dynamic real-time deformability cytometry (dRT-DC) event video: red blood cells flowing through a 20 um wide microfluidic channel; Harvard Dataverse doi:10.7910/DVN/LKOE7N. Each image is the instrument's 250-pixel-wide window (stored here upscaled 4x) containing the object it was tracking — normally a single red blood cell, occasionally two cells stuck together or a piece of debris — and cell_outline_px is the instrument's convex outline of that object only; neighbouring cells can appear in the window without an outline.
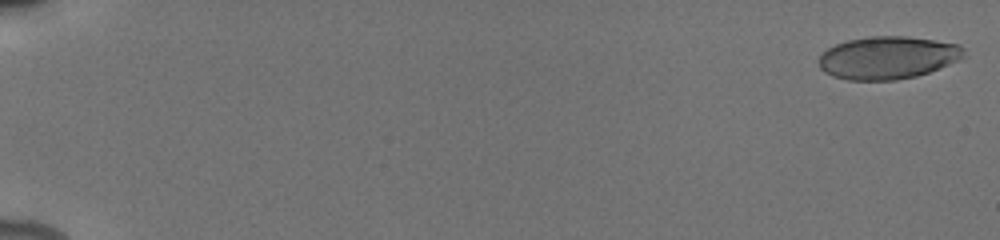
{"species": "human", "species_latin": "Homo sapiens", "temperature_condition": "cold", "stored_images_in_passage": 13, "camera_frame_rate_fps": 3000, "um_per_image_px": 0.085, "donor": {"sex": "male"}, "frame": {"image": 1, "passage_image": 1, "time_ms": 0.0, "image_size_px": [1000, 240], "cell_outline_px": [[964, 56], [948, 64], [928, 72], [916, 76], [896, 80], [848, 80], [832, 76], [824, 72], [820, 68], [820, 56], [828, 48], [836, 44], [848, 40], [868, 36], [908, 36], [956, 44], [964, 48]], "centroid_in_image_um": [75.42, 4.9], "position_along_channel_um": 9.6, "area_um2": 35.78}}
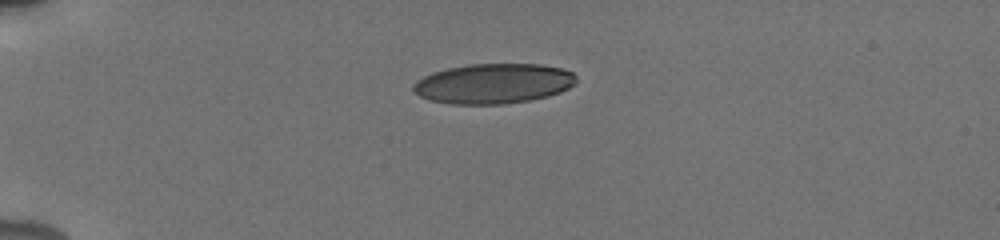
{"frame": {"image": 2, "passage_image": 7, "time_ms": 4.667, "image_size_px": [1000, 240], "cell_outline_px": [[576, 84], [560, 92], [548, 96], [528, 100], [504, 104], [452, 104], [432, 100], [420, 96], [412, 88], [412, 84], [416, 80], [432, 72], [448, 68], [468, 64], [540, 64], [560, 68], [572, 72], [576, 76]], "centroid_in_image_um": [41.94, 7.1], "position_along_channel_um": 43.1, "area_um2": 37.97}}
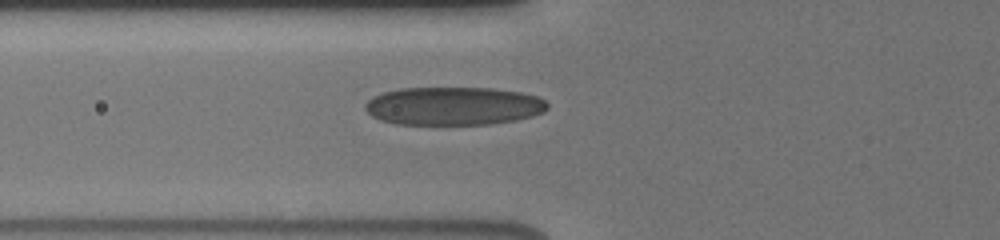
{"frame": {"image": 3, "passage_image": 10, "time_ms": 7.0, "image_size_px": [1000, 240], "cell_outline_px": [[548, 108], [544, 112], [532, 116], [516, 120], [488, 124], [396, 124], [380, 120], [372, 116], [364, 108], [364, 104], [372, 96], [384, 92], [400, 88], [492, 88], [520, 92], [536, 96], [544, 100], [548, 104]], "centroid_in_image_um": [38.53, 9.01], "position_along_channel_um": 87.3, "area_um2": 40.69}}